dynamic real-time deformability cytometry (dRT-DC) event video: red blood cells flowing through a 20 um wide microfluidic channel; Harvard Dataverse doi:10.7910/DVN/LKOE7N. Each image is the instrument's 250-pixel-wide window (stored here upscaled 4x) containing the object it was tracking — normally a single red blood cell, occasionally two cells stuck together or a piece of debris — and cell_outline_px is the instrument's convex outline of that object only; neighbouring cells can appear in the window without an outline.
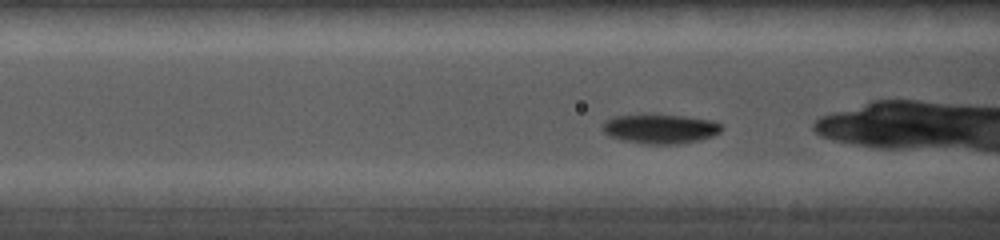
{"species": "common noctule bat (a hibernating species)", "species_latin": "Nyctalus noctula", "temperature_condition": "cold", "stored_images_in_passage": 44, "camera_frame_rate_fps": 5000, "um_per_image_px": 0.085, "animal": {"sex": "female", "body_mass_g": 19.0, "forearm_length_mm": 56.7}, "frame": {"image": 1, "passage_image": 6, "time_ms": 1.0, "image_size_px": [1000, 240], "cell_outline_px": [[724, 128], [720, 132], [712, 136], [684, 144], [644, 144], [624, 140], [608, 136], [604, 132], [604, 120], [612, 116], [644, 112], [684, 116], [712, 120], [720, 124]], "centroid_in_image_um": [56.09, 10.91], "position_along_channel_um": 110.5, "area_um2": 21.1}}
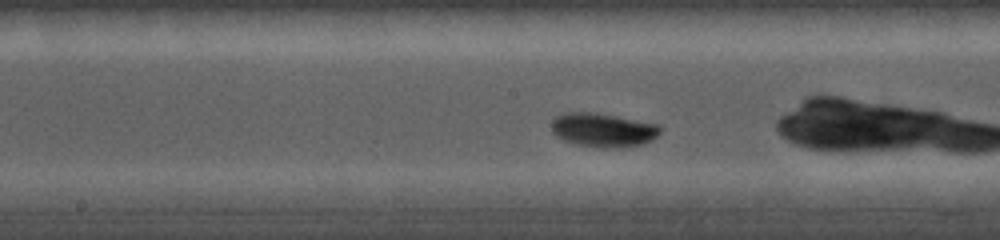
{"frame": {"image": 2, "passage_image": 15, "time_ms": 3.0, "image_size_px": [1000, 240], "cell_outline_px": [[660, 132], [652, 140], [644, 144], [616, 148], [604, 148], [576, 144], [564, 140], [556, 136], [552, 132], [552, 120], [556, 116], [564, 112], [592, 112], [616, 116], [660, 124]], "centroid_in_image_um": [51.26, 11.04], "position_along_channel_um": 196.9, "area_um2": 21.56}}
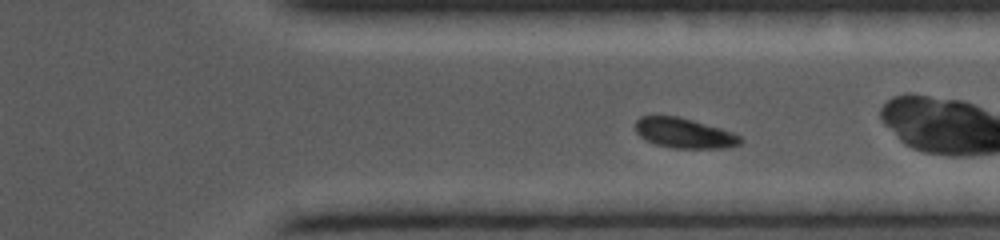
{"frame": {"image": 3, "passage_image": 32, "time_ms": 6.6, "image_size_px": [1000, 240], "cell_outline_px": [[744, 140], [740, 144], [728, 148], [676, 148], [656, 144], [640, 136], [636, 132], [636, 120], [640, 116], [680, 116], [720, 128], [732, 132], [740, 136]], "centroid_in_image_um": [58.19, 11.31], "position_along_channel_um": 353.2, "area_um2": 18.32}}